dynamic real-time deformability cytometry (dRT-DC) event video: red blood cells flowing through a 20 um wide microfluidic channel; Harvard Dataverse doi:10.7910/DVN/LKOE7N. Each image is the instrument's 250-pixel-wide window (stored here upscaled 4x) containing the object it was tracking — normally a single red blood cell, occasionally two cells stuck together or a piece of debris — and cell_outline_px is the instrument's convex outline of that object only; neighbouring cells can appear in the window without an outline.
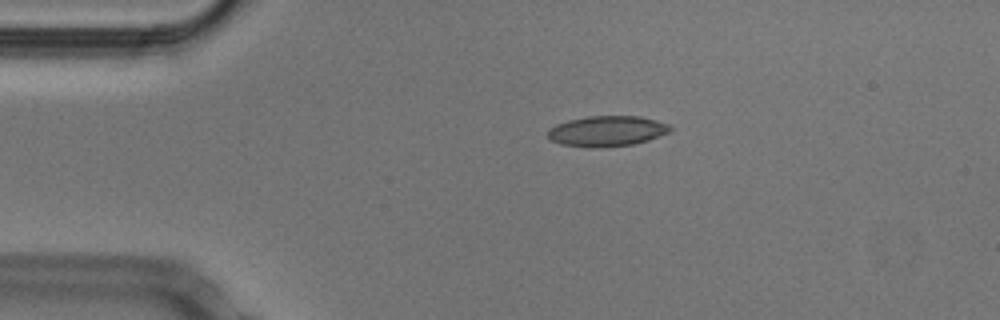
{"species": "Egyptian fruit bat (a non-hibernating species)", "species_latin": "Rousettus aegyptiacus", "temperature_condition": "cold", "stored_images_in_passage": 43, "camera_frame_rate_fps": 3000, "um_per_image_px": 0.085, "animal": {"sex": "male"}, "frame": {"image": 1, "passage_image": 1, "time_ms": 0.0, "image_size_px": [1000, 320], "cell_outline_px": [[672, 128], [668, 132], [648, 140], [632, 144], [600, 148], [592, 148], [560, 144], [552, 140], [548, 136], [548, 128], [556, 124], [568, 120], [588, 116], [640, 116], [656, 120], [668, 124]], "centroid_in_image_um": [51.56, 11.14], "position_along_channel_um": 33.4, "area_um2": 21.73}}
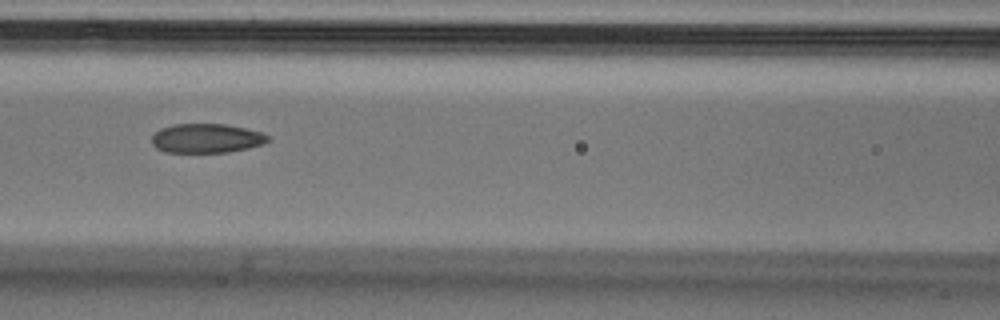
{"frame": {"image": 2, "passage_image": 13, "time_ms": 4.0, "image_size_px": [1000, 320], "cell_outline_px": [[272, 140], [264, 144], [248, 148], [228, 152], [164, 152], [156, 148], [152, 144], [152, 136], [160, 128], [172, 124], [224, 124], [264, 132]], "centroid_in_image_um": [17.57, 11.75], "position_along_channel_um": 149.0, "area_um2": 19.94}}
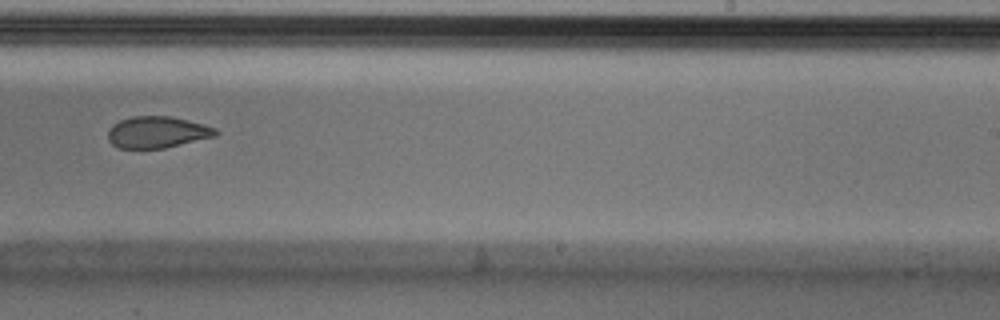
{"frame": {"image": 3, "passage_image": 23, "time_ms": 7.333, "image_size_px": [1000, 320], "cell_outline_px": [[220, 132], [216, 136], [164, 148], [120, 148], [112, 144], [108, 140], [108, 128], [112, 124], [120, 120], [132, 116], [172, 116], [216, 128]], "centroid_in_image_um": [13.35, 11.23], "position_along_channel_um": 275.7, "area_um2": 19.83}, "authors_computed_cell_mechanics": {"area_um2": 21.2704, "velocity_mm_per_s": 3.8113, "shape_relaxation_time_tau1_ms": null, "shape_relaxation_time_tau2_ms": 2.7813, "deformation_change_tau1": null, "deformation_change_tau2": 0.0862}}